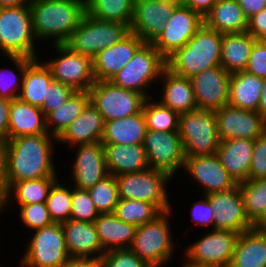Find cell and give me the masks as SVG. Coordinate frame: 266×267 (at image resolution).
<instances>
[{
    "label": "cell",
    "mask_w": 266,
    "mask_h": 267,
    "mask_svg": "<svg viewBox=\"0 0 266 267\" xmlns=\"http://www.w3.org/2000/svg\"><path fill=\"white\" fill-rule=\"evenodd\" d=\"M229 267H266V232L254 227L239 234Z\"/></svg>",
    "instance_id": "f1b7e54d"
},
{
    "label": "cell",
    "mask_w": 266,
    "mask_h": 267,
    "mask_svg": "<svg viewBox=\"0 0 266 267\" xmlns=\"http://www.w3.org/2000/svg\"><path fill=\"white\" fill-rule=\"evenodd\" d=\"M191 211L194 224L204 227L212 226L214 229V211L206 195H204L203 200L201 199L192 206Z\"/></svg>",
    "instance_id": "816d5d0a"
},
{
    "label": "cell",
    "mask_w": 266,
    "mask_h": 267,
    "mask_svg": "<svg viewBox=\"0 0 266 267\" xmlns=\"http://www.w3.org/2000/svg\"><path fill=\"white\" fill-rule=\"evenodd\" d=\"M94 224L105 252L131 247L137 228L135 225L120 220L114 213L99 214Z\"/></svg>",
    "instance_id": "83f0119b"
},
{
    "label": "cell",
    "mask_w": 266,
    "mask_h": 267,
    "mask_svg": "<svg viewBox=\"0 0 266 267\" xmlns=\"http://www.w3.org/2000/svg\"><path fill=\"white\" fill-rule=\"evenodd\" d=\"M143 147L149 168L165 171L173 177L179 168L184 167L185 155L179 131L147 129Z\"/></svg>",
    "instance_id": "5bb4252c"
},
{
    "label": "cell",
    "mask_w": 266,
    "mask_h": 267,
    "mask_svg": "<svg viewBox=\"0 0 266 267\" xmlns=\"http://www.w3.org/2000/svg\"><path fill=\"white\" fill-rule=\"evenodd\" d=\"M201 15L185 6H177L159 36L151 43L167 59L182 48L203 26Z\"/></svg>",
    "instance_id": "9a60e30c"
},
{
    "label": "cell",
    "mask_w": 266,
    "mask_h": 267,
    "mask_svg": "<svg viewBox=\"0 0 266 267\" xmlns=\"http://www.w3.org/2000/svg\"><path fill=\"white\" fill-rule=\"evenodd\" d=\"M266 178V131L254 140L248 180Z\"/></svg>",
    "instance_id": "681fc988"
},
{
    "label": "cell",
    "mask_w": 266,
    "mask_h": 267,
    "mask_svg": "<svg viewBox=\"0 0 266 267\" xmlns=\"http://www.w3.org/2000/svg\"><path fill=\"white\" fill-rule=\"evenodd\" d=\"M244 210L250 222L256 226L266 215V178L238 183Z\"/></svg>",
    "instance_id": "f35d334b"
},
{
    "label": "cell",
    "mask_w": 266,
    "mask_h": 267,
    "mask_svg": "<svg viewBox=\"0 0 266 267\" xmlns=\"http://www.w3.org/2000/svg\"><path fill=\"white\" fill-rule=\"evenodd\" d=\"M10 105L11 100L0 97V144L8 140Z\"/></svg>",
    "instance_id": "db71d44e"
},
{
    "label": "cell",
    "mask_w": 266,
    "mask_h": 267,
    "mask_svg": "<svg viewBox=\"0 0 266 267\" xmlns=\"http://www.w3.org/2000/svg\"><path fill=\"white\" fill-rule=\"evenodd\" d=\"M72 190L65 188L57 181L53 184L45 202L54 223L70 219Z\"/></svg>",
    "instance_id": "7bdbcfd3"
},
{
    "label": "cell",
    "mask_w": 266,
    "mask_h": 267,
    "mask_svg": "<svg viewBox=\"0 0 266 267\" xmlns=\"http://www.w3.org/2000/svg\"><path fill=\"white\" fill-rule=\"evenodd\" d=\"M178 5L161 0H135L130 32L152 43Z\"/></svg>",
    "instance_id": "d6986e66"
},
{
    "label": "cell",
    "mask_w": 266,
    "mask_h": 267,
    "mask_svg": "<svg viewBox=\"0 0 266 267\" xmlns=\"http://www.w3.org/2000/svg\"><path fill=\"white\" fill-rule=\"evenodd\" d=\"M146 98L143 113L148 130L160 132L179 131V114L160 102H150Z\"/></svg>",
    "instance_id": "60d3db41"
},
{
    "label": "cell",
    "mask_w": 266,
    "mask_h": 267,
    "mask_svg": "<svg viewBox=\"0 0 266 267\" xmlns=\"http://www.w3.org/2000/svg\"><path fill=\"white\" fill-rule=\"evenodd\" d=\"M104 125L103 117L89 102L57 141L77 146L101 142Z\"/></svg>",
    "instance_id": "603a6c76"
},
{
    "label": "cell",
    "mask_w": 266,
    "mask_h": 267,
    "mask_svg": "<svg viewBox=\"0 0 266 267\" xmlns=\"http://www.w3.org/2000/svg\"><path fill=\"white\" fill-rule=\"evenodd\" d=\"M246 31L256 40H266V7L248 18Z\"/></svg>",
    "instance_id": "f5cc1de1"
},
{
    "label": "cell",
    "mask_w": 266,
    "mask_h": 267,
    "mask_svg": "<svg viewBox=\"0 0 266 267\" xmlns=\"http://www.w3.org/2000/svg\"><path fill=\"white\" fill-rule=\"evenodd\" d=\"M179 135L185 157L216 154L220 139L215 112L197 109L180 114Z\"/></svg>",
    "instance_id": "8992f818"
},
{
    "label": "cell",
    "mask_w": 266,
    "mask_h": 267,
    "mask_svg": "<svg viewBox=\"0 0 266 267\" xmlns=\"http://www.w3.org/2000/svg\"><path fill=\"white\" fill-rule=\"evenodd\" d=\"M203 20L206 27L222 34L245 32L248 24L237 0H217Z\"/></svg>",
    "instance_id": "f546056e"
},
{
    "label": "cell",
    "mask_w": 266,
    "mask_h": 267,
    "mask_svg": "<svg viewBox=\"0 0 266 267\" xmlns=\"http://www.w3.org/2000/svg\"><path fill=\"white\" fill-rule=\"evenodd\" d=\"M255 227L261 231L266 232V215Z\"/></svg>",
    "instance_id": "6125c7cd"
},
{
    "label": "cell",
    "mask_w": 266,
    "mask_h": 267,
    "mask_svg": "<svg viewBox=\"0 0 266 267\" xmlns=\"http://www.w3.org/2000/svg\"><path fill=\"white\" fill-rule=\"evenodd\" d=\"M49 133L20 136L1 144L2 182H19L45 177H57L52 161Z\"/></svg>",
    "instance_id": "6da1fadb"
},
{
    "label": "cell",
    "mask_w": 266,
    "mask_h": 267,
    "mask_svg": "<svg viewBox=\"0 0 266 267\" xmlns=\"http://www.w3.org/2000/svg\"><path fill=\"white\" fill-rule=\"evenodd\" d=\"M70 257H89L94 252L102 257L105 251L100 244L94 222L69 219L61 223Z\"/></svg>",
    "instance_id": "cb8c5ba5"
},
{
    "label": "cell",
    "mask_w": 266,
    "mask_h": 267,
    "mask_svg": "<svg viewBox=\"0 0 266 267\" xmlns=\"http://www.w3.org/2000/svg\"><path fill=\"white\" fill-rule=\"evenodd\" d=\"M247 18L259 13L266 7V0H237Z\"/></svg>",
    "instance_id": "6f0895ef"
},
{
    "label": "cell",
    "mask_w": 266,
    "mask_h": 267,
    "mask_svg": "<svg viewBox=\"0 0 266 267\" xmlns=\"http://www.w3.org/2000/svg\"><path fill=\"white\" fill-rule=\"evenodd\" d=\"M61 55L46 62L54 80L72 87L75 91H88L95 83L93 59L72 51L65 44H54Z\"/></svg>",
    "instance_id": "7c38bea8"
},
{
    "label": "cell",
    "mask_w": 266,
    "mask_h": 267,
    "mask_svg": "<svg viewBox=\"0 0 266 267\" xmlns=\"http://www.w3.org/2000/svg\"><path fill=\"white\" fill-rule=\"evenodd\" d=\"M260 78L266 77V40H256L245 70Z\"/></svg>",
    "instance_id": "f907efd6"
},
{
    "label": "cell",
    "mask_w": 266,
    "mask_h": 267,
    "mask_svg": "<svg viewBox=\"0 0 266 267\" xmlns=\"http://www.w3.org/2000/svg\"><path fill=\"white\" fill-rule=\"evenodd\" d=\"M162 212L152 203L119 198L114 214L136 227L153 221Z\"/></svg>",
    "instance_id": "ab89813d"
},
{
    "label": "cell",
    "mask_w": 266,
    "mask_h": 267,
    "mask_svg": "<svg viewBox=\"0 0 266 267\" xmlns=\"http://www.w3.org/2000/svg\"><path fill=\"white\" fill-rule=\"evenodd\" d=\"M53 80L50 69L45 62L34 59L25 69L21 91L18 98L35 107L41 108L46 99L47 87Z\"/></svg>",
    "instance_id": "e575fe53"
},
{
    "label": "cell",
    "mask_w": 266,
    "mask_h": 267,
    "mask_svg": "<svg viewBox=\"0 0 266 267\" xmlns=\"http://www.w3.org/2000/svg\"><path fill=\"white\" fill-rule=\"evenodd\" d=\"M254 140L229 139L220 141L217 155L226 171L237 183L248 180Z\"/></svg>",
    "instance_id": "d4e9b609"
},
{
    "label": "cell",
    "mask_w": 266,
    "mask_h": 267,
    "mask_svg": "<svg viewBox=\"0 0 266 267\" xmlns=\"http://www.w3.org/2000/svg\"><path fill=\"white\" fill-rule=\"evenodd\" d=\"M184 168L203 186L204 195L230 190L238 185L217 154L185 157Z\"/></svg>",
    "instance_id": "ffe728a7"
},
{
    "label": "cell",
    "mask_w": 266,
    "mask_h": 267,
    "mask_svg": "<svg viewBox=\"0 0 266 267\" xmlns=\"http://www.w3.org/2000/svg\"><path fill=\"white\" fill-rule=\"evenodd\" d=\"M134 3L135 0H86V13L102 21L126 24L130 28Z\"/></svg>",
    "instance_id": "74e56055"
},
{
    "label": "cell",
    "mask_w": 266,
    "mask_h": 267,
    "mask_svg": "<svg viewBox=\"0 0 266 267\" xmlns=\"http://www.w3.org/2000/svg\"><path fill=\"white\" fill-rule=\"evenodd\" d=\"M99 212L96 210L87 190L72 189L70 219L83 222H94Z\"/></svg>",
    "instance_id": "f6af8a7d"
},
{
    "label": "cell",
    "mask_w": 266,
    "mask_h": 267,
    "mask_svg": "<svg viewBox=\"0 0 266 267\" xmlns=\"http://www.w3.org/2000/svg\"><path fill=\"white\" fill-rule=\"evenodd\" d=\"M4 200H5V190H4V187H3V182L2 180H0V209L3 210V203H4ZM0 210V211H1Z\"/></svg>",
    "instance_id": "94428289"
},
{
    "label": "cell",
    "mask_w": 266,
    "mask_h": 267,
    "mask_svg": "<svg viewBox=\"0 0 266 267\" xmlns=\"http://www.w3.org/2000/svg\"><path fill=\"white\" fill-rule=\"evenodd\" d=\"M30 0H0V8L30 5Z\"/></svg>",
    "instance_id": "91938a15"
},
{
    "label": "cell",
    "mask_w": 266,
    "mask_h": 267,
    "mask_svg": "<svg viewBox=\"0 0 266 267\" xmlns=\"http://www.w3.org/2000/svg\"><path fill=\"white\" fill-rule=\"evenodd\" d=\"M214 215V229L230 230L239 234L255 226L247 218L239 188L206 194Z\"/></svg>",
    "instance_id": "e0dca14e"
},
{
    "label": "cell",
    "mask_w": 266,
    "mask_h": 267,
    "mask_svg": "<svg viewBox=\"0 0 266 267\" xmlns=\"http://www.w3.org/2000/svg\"><path fill=\"white\" fill-rule=\"evenodd\" d=\"M0 180H2V170H1V144H0Z\"/></svg>",
    "instance_id": "03108f58"
},
{
    "label": "cell",
    "mask_w": 266,
    "mask_h": 267,
    "mask_svg": "<svg viewBox=\"0 0 266 267\" xmlns=\"http://www.w3.org/2000/svg\"><path fill=\"white\" fill-rule=\"evenodd\" d=\"M19 207L22 222L32 230H37L54 223L45 202L19 205Z\"/></svg>",
    "instance_id": "bcb514c9"
},
{
    "label": "cell",
    "mask_w": 266,
    "mask_h": 267,
    "mask_svg": "<svg viewBox=\"0 0 266 267\" xmlns=\"http://www.w3.org/2000/svg\"><path fill=\"white\" fill-rule=\"evenodd\" d=\"M36 39L65 44L86 13V0H36L30 5Z\"/></svg>",
    "instance_id": "7a4b0ae2"
},
{
    "label": "cell",
    "mask_w": 266,
    "mask_h": 267,
    "mask_svg": "<svg viewBox=\"0 0 266 267\" xmlns=\"http://www.w3.org/2000/svg\"><path fill=\"white\" fill-rule=\"evenodd\" d=\"M87 191L99 214L114 213L119 200L118 185L114 175L108 174Z\"/></svg>",
    "instance_id": "b9f144b4"
},
{
    "label": "cell",
    "mask_w": 266,
    "mask_h": 267,
    "mask_svg": "<svg viewBox=\"0 0 266 267\" xmlns=\"http://www.w3.org/2000/svg\"><path fill=\"white\" fill-rule=\"evenodd\" d=\"M216 2L217 0H183L182 6L192 9L204 18Z\"/></svg>",
    "instance_id": "9f6ffc18"
},
{
    "label": "cell",
    "mask_w": 266,
    "mask_h": 267,
    "mask_svg": "<svg viewBox=\"0 0 266 267\" xmlns=\"http://www.w3.org/2000/svg\"><path fill=\"white\" fill-rule=\"evenodd\" d=\"M90 102L88 91H75L70 98L61 106L46 116V127L50 135L59 138L70 124L82 113Z\"/></svg>",
    "instance_id": "8d00e7d4"
},
{
    "label": "cell",
    "mask_w": 266,
    "mask_h": 267,
    "mask_svg": "<svg viewBox=\"0 0 266 267\" xmlns=\"http://www.w3.org/2000/svg\"><path fill=\"white\" fill-rule=\"evenodd\" d=\"M214 112L220 141L241 138L255 140L266 131V119L258 111L227 104Z\"/></svg>",
    "instance_id": "2e32d148"
},
{
    "label": "cell",
    "mask_w": 266,
    "mask_h": 267,
    "mask_svg": "<svg viewBox=\"0 0 266 267\" xmlns=\"http://www.w3.org/2000/svg\"><path fill=\"white\" fill-rule=\"evenodd\" d=\"M256 39L247 31L222 35L221 66L229 73L244 71Z\"/></svg>",
    "instance_id": "d6a6232c"
},
{
    "label": "cell",
    "mask_w": 266,
    "mask_h": 267,
    "mask_svg": "<svg viewBox=\"0 0 266 267\" xmlns=\"http://www.w3.org/2000/svg\"><path fill=\"white\" fill-rule=\"evenodd\" d=\"M161 77H164L161 104L171 108L179 115L197 110L190 78L178 76L167 68L163 71Z\"/></svg>",
    "instance_id": "4dcf8cb0"
},
{
    "label": "cell",
    "mask_w": 266,
    "mask_h": 267,
    "mask_svg": "<svg viewBox=\"0 0 266 267\" xmlns=\"http://www.w3.org/2000/svg\"><path fill=\"white\" fill-rule=\"evenodd\" d=\"M26 253L23 267H62L70 258L61 223L35 230Z\"/></svg>",
    "instance_id": "8fae6325"
},
{
    "label": "cell",
    "mask_w": 266,
    "mask_h": 267,
    "mask_svg": "<svg viewBox=\"0 0 266 267\" xmlns=\"http://www.w3.org/2000/svg\"><path fill=\"white\" fill-rule=\"evenodd\" d=\"M167 68L166 59L151 44L144 43L133 58L110 80L113 84L133 90L149 98L145 89Z\"/></svg>",
    "instance_id": "9c48e42d"
},
{
    "label": "cell",
    "mask_w": 266,
    "mask_h": 267,
    "mask_svg": "<svg viewBox=\"0 0 266 267\" xmlns=\"http://www.w3.org/2000/svg\"><path fill=\"white\" fill-rule=\"evenodd\" d=\"M262 83L263 78L246 71L231 74L228 104L244 110L257 111L261 99Z\"/></svg>",
    "instance_id": "836d02e7"
},
{
    "label": "cell",
    "mask_w": 266,
    "mask_h": 267,
    "mask_svg": "<svg viewBox=\"0 0 266 267\" xmlns=\"http://www.w3.org/2000/svg\"><path fill=\"white\" fill-rule=\"evenodd\" d=\"M171 211L162 212L153 221L136 228L130 249L152 267H160L170 260L173 254L174 241L172 243L168 223Z\"/></svg>",
    "instance_id": "ba28073f"
},
{
    "label": "cell",
    "mask_w": 266,
    "mask_h": 267,
    "mask_svg": "<svg viewBox=\"0 0 266 267\" xmlns=\"http://www.w3.org/2000/svg\"><path fill=\"white\" fill-rule=\"evenodd\" d=\"M239 233L212 229L211 233L187 247L188 263L202 267H229Z\"/></svg>",
    "instance_id": "4fadbf2b"
},
{
    "label": "cell",
    "mask_w": 266,
    "mask_h": 267,
    "mask_svg": "<svg viewBox=\"0 0 266 267\" xmlns=\"http://www.w3.org/2000/svg\"><path fill=\"white\" fill-rule=\"evenodd\" d=\"M229 74L221 65L193 75L190 79L197 109L215 111L229 102Z\"/></svg>",
    "instance_id": "ac0fdd59"
},
{
    "label": "cell",
    "mask_w": 266,
    "mask_h": 267,
    "mask_svg": "<svg viewBox=\"0 0 266 267\" xmlns=\"http://www.w3.org/2000/svg\"><path fill=\"white\" fill-rule=\"evenodd\" d=\"M257 111L266 119V77L263 78L261 99Z\"/></svg>",
    "instance_id": "680465c9"
},
{
    "label": "cell",
    "mask_w": 266,
    "mask_h": 267,
    "mask_svg": "<svg viewBox=\"0 0 266 267\" xmlns=\"http://www.w3.org/2000/svg\"><path fill=\"white\" fill-rule=\"evenodd\" d=\"M108 174L114 176L148 169L143 144L121 145L103 143Z\"/></svg>",
    "instance_id": "4316f807"
},
{
    "label": "cell",
    "mask_w": 266,
    "mask_h": 267,
    "mask_svg": "<svg viewBox=\"0 0 266 267\" xmlns=\"http://www.w3.org/2000/svg\"><path fill=\"white\" fill-rule=\"evenodd\" d=\"M145 42L129 33L120 42L105 48L93 58V72L97 81H110L134 56Z\"/></svg>",
    "instance_id": "44dd1931"
},
{
    "label": "cell",
    "mask_w": 266,
    "mask_h": 267,
    "mask_svg": "<svg viewBox=\"0 0 266 267\" xmlns=\"http://www.w3.org/2000/svg\"><path fill=\"white\" fill-rule=\"evenodd\" d=\"M43 133L48 130L42 110L19 98L13 99L9 109L8 139Z\"/></svg>",
    "instance_id": "484cf974"
},
{
    "label": "cell",
    "mask_w": 266,
    "mask_h": 267,
    "mask_svg": "<svg viewBox=\"0 0 266 267\" xmlns=\"http://www.w3.org/2000/svg\"><path fill=\"white\" fill-rule=\"evenodd\" d=\"M161 1H167V2H171V3H174L178 6H181L182 3H183V0H161Z\"/></svg>",
    "instance_id": "be15d7a7"
},
{
    "label": "cell",
    "mask_w": 266,
    "mask_h": 267,
    "mask_svg": "<svg viewBox=\"0 0 266 267\" xmlns=\"http://www.w3.org/2000/svg\"><path fill=\"white\" fill-rule=\"evenodd\" d=\"M58 181L57 177H45L19 182H3L5 200L3 207L10 199V193L14 195L19 205L46 202L53 184Z\"/></svg>",
    "instance_id": "d590c367"
},
{
    "label": "cell",
    "mask_w": 266,
    "mask_h": 267,
    "mask_svg": "<svg viewBox=\"0 0 266 267\" xmlns=\"http://www.w3.org/2000/svg\"><path fill=\"white\" fill-rule=\"evenodd\" d=\"M130 33L123 23L102 21L85 13L65 43L72 51L94 58L99 52L120 42Z\"/></svg>",
    "instance_id": "5b68a950"
},
{
    "label": "cell",
    "mask_w": 266,
    "mask_h": 267,
    "mask_svg": "<svg viewBox=\"0 0 266 267\" xmlns=\"http://www.w3.org/2000/svg\"><path fill=\"white\" fill-rule=\"evenodd\" d=\"M8 58H10L9 60H12L13 63L17 66L20 72V74L18 75L20 78H18L17 74L11 72L12 70H10L9 75L10 73H14V75H10L13 76L11 77L12 79L10 81V78L8 76H5L8 73L5 74L6 71L5 73L3 71H0V97L12 101L13 99L18 98L21 91V87L19 86H22L25 69L34 59H30L23 56H8Z\"/></svg>",
    "instance_id": "ee69618b"
},
{
    "label": "cell",
    "mask_w": 266,
    "mask_h": 267,
    "mask_svg": "<svg viewBox=\"0 0 266 267\" xmlns=\"http://www.w3.org/2000/svg\"><path fill=\"white\" fill-rule=\"evenodd\" d=\"M183 267H202V266L192 265V264L188 263L186 260V263L183 265Z\"/></svg>",
    "instance_id": "e7e4bbea"
},
{
    "label": "cell",
    "mask_w": 266,
    "mask_h": 267,
    "mask_svg": "<svg viewBox=\"0 0 266 267\" xmlns=\"http://www.w3.org/2000/svg\"><path fill=\"white\" fill-rule=\"evenodd\" d=\"M91 104L104 122L125 118L142 111L146 97L133 90L121 88L111 81H95L88 90Z\"/></svg>",
    "instance_id": "30bf717a"
},
{
    "label": "cell",
    "mask_w": 266,
    "mask_h": 267,
    "mask_svg": "<svg viewBox=\"0 0 266 267\" xmlns=\"http://www.w3.org/2000/svg\"><path fill=\"white\" fill-rule=\"evenodd\" d=\"M222 35L203 24L182 48L166 59L167 69L178 76L191 78L221 65Z\"/></svg>",
    "instance_id": "3957f363"
},
{
    "label": "cell",
    "mask_w": 266,
    "mask_h": 267,
    "mask_svg": "<svg viewBox=\"0 0 266 267\" xmlns=\"http://www.w3.org/2000/svg\"><path fill=\"white\" fill-rule=\"evenodd\" d=\"M147 126L143 110L131 116L105 122L102 143L143 144Z\"/></svg>",
    "instance_id": "1f68e13d"
},
{
    "label": "cell",
    "mask_w": 266,
    "mask_h": 267,
    "mask_svg": "<svg viewBox=\"0 0 266 267\" xmlns=\"http://www.w3.org/2000/svg\"><path fill=\"white\" fill-rule=\"evenodd\" d=\"M115 178L119 198L149 202L161 212L172 209L165 188L172 177L167 172L148 168L137 173L117 175Z\"/></svg>",
    "instance_id": "52a82bcc"
},
{
    "label": "cell",
    "mask_w": 266,
    "mask_h": 267,
    "mask_svg": "<svg viewBox=\"0 0 266 267\" xmlns=\"http://www.w3.org/2000/svg\"><path fill=\"white\" fill-rule=\"evenodd\" d=\"M62 267H103L102 257H70Z\"/></svg>",
    "instance_id": "11a10c76"
},
{
    "label": "cell",
    "mask_w": 266,
    "mask_h": 267,
    "mask_svg": "<svg viewBox=\"0 0 266 267\" xmlns=\"http://www.w3.org/2000/svg\"><path fill=\"white\" fill-rule=\"evenodd\" d=\"M29 5L0 8V50L6 56L37 59Z\"/></svg>",
    "instance_id": "277c9868"
},
{
    "label": "cell",
    "mask_w": 266,
    "mask_h": 267,
    "mask_svg": "<svg viewBox=\"0 0 266 267\" xmlns=\"http://www.w3.org/2000/svg\"><path fill=\"white\" fill-rule=\"evenodd\" d=\"M73 163L75 188L88 190L108 175L102 142L78 145Z\"/></svg>",
    "instance_id": "7402d4cb"
},
{
    "label": "cell",
    "mask_w": 266,
    "mask_h": 267,
    "mask_svg": "<svg viewBox=\"0 0 266 267\" xmlns=\"http://www.w3.org/2000/svg\"><path fill=\"white\" fill-rule=\"evenodd\" d=\"M103 267H152L130 248L106 251L102 256Z\"/></svg>",
    "instance_id": "7dc6e473"
},
{
    "label": "cell",
    "mask_w": 266,
    "mask_h": 267,
    "mask_svg": "<svg viewBox=\"0 0 266 267\" xmlns=\"http://www.w3.org/2000/svg\"><path fill=\"white\" fill-rule=\"evenodd\" d=\"M75 92V90L57 80H52L47 87L46 99L40 108L45 116L50 112L63 105L70 96Z\"/></svg>",
    "instance_id": "c3c4849f"
}]
</instances>
